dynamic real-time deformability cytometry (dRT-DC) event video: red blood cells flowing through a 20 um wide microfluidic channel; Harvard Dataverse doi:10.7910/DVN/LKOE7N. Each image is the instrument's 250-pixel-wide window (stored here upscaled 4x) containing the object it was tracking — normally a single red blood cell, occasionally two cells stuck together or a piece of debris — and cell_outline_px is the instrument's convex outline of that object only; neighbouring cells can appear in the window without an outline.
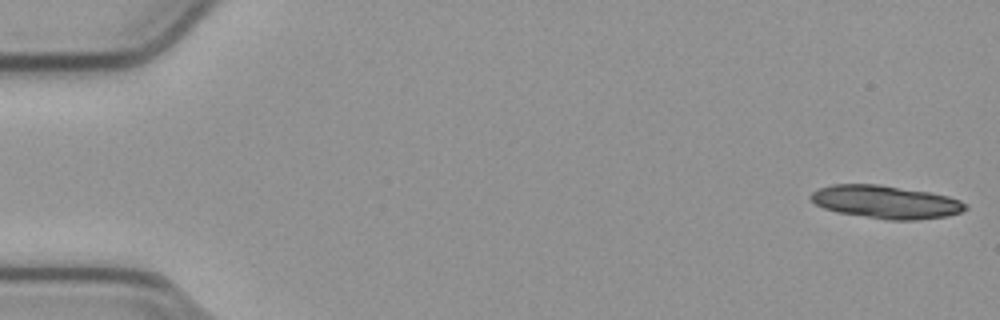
{"species": "common noctule bat (a hibernating species)", "species_latin": "Nyctalus noctula", "temperature_condition": "cold", "stored_images_in_passage": 16, "camera_frame_rate_fps": 3000, "um_per_image_px": 0.085, "animal": {"sex": "male", "body_mass_g": 23.1, "forearm_length_mm": 52.7}, "frame": {"image": 1, "passage_image": 1, "time_ms": 0.0, "image_size_px": [1000, 320], "cell_outline_px": [[968, 208], [960, 212], [948, 216], [916, 220], [888, 220], [836, 212], [824, 208], [816, 204], [808, 196], [812, 192], [820, 188], [832, 184], [880, 184], [928, 192], [948, 196], [960, 200], [968, 204]], "centroid_in_image_um": [75.3, 17.17], "position_along_channel_um": 9.7, "area_um2": 29.82}}